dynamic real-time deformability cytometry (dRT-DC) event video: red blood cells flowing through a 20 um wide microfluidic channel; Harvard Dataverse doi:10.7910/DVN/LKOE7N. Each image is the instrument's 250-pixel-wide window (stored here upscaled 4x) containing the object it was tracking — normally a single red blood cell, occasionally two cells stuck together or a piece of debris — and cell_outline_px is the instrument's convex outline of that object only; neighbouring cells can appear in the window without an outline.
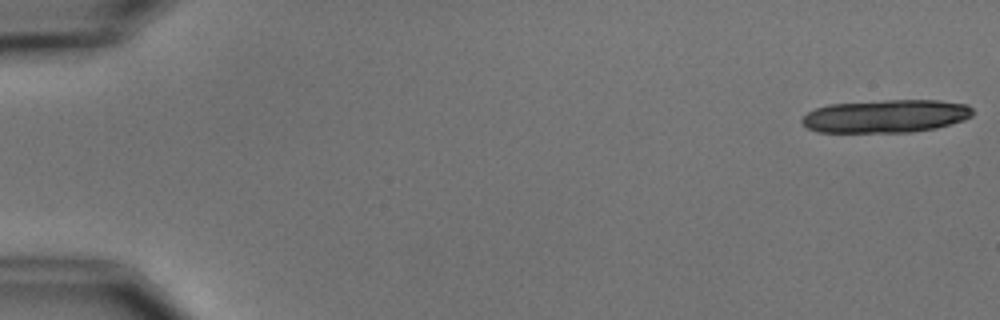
{"species": "common noctule bat (a hibernating species)", "species_latin": "Nyctalus noctula", "temperature_condition": "cold", "stored_images_in_passage": 7, "camera_frame_rate_fps": 3000, "um_per_image_px": 0.085, "animal": {"sex": "male", "body_mass_g": 15.6}, "frame": {"image": 1, "passage_image": 1, "time_ms": 0.0, "image_size_px": [1000, 320], "cell_outline_px": [[972, 116], [964, 120], [936, 128], [912, 132], [816, 132], [808, 128], [800, 120], [808, 112], [816, 108], [828, 104], [884, 100], [940, 100], [968, 104], [972, 108]], "centroid_in_image_um": [75.31, 9.87], "position_along_channel_um": 9.7, "area_um2": 33.0}}
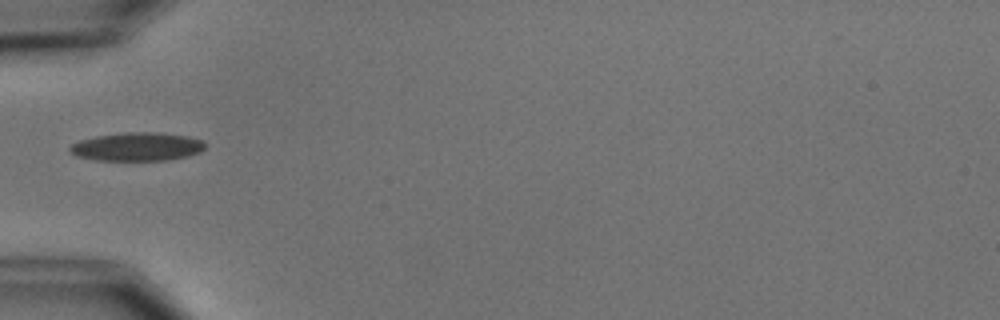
{"frame": {"image": 2, "passage_image": 6, "time_ms": 6.0, "image_size_px": [1000, 320], "cell_outline_px": [[204, 148], [200, 152], [188, 156], [168, 160], [96, 160], [76, 156], [68, 152], [68, 148], [72, 144], [80, 140], [96, 136], [124, 132], [152, 132], [184, 136], [200, 140], [204, 144]], "centroid_in_image_um": [11.59, 12.48], "position_along_channel_um": 73.4, "area_um2": 22.25}}